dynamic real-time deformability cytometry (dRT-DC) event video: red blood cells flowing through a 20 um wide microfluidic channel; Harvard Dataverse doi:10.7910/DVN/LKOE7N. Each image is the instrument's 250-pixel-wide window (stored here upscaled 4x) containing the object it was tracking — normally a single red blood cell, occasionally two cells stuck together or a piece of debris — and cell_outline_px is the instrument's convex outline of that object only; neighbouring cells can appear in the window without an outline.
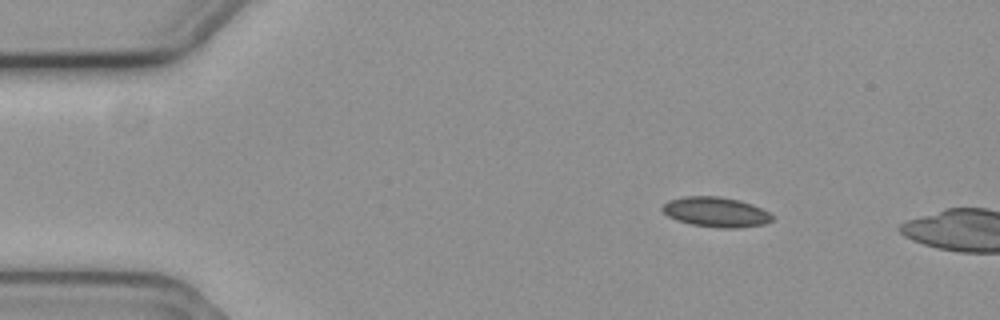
{"species": "common noctule bat (a hibernating species)", "species_latin": "Nyctalus noctula", "temperature_condition": "cold", "stored_images_in_passage": 2, "camera_frame_rate_fps": 3000, "um_per_image_px": 0.085, "animal": {"sex": "female", "body_mass_g": 19.3, "forearm_length_mm": 54.1}, "frame": {"image": 1, "passage_image": 1, "time_ms": 0.0, "image_size_px": [1000, 320], "cell_outline_px": [[772, 220], [764, 224], [736, 228], [720, 228], [692, 224], [676, 220], [668, 216], [660, 208], [668, 200], [684, 196], [720, 196], [740, 200], [752, 204], [768, 212], [772, 216]], "centroid_in_image_um": [60.82, 18.01], "position_along_channel_um": 24.2, "area_um2": 19.13}}